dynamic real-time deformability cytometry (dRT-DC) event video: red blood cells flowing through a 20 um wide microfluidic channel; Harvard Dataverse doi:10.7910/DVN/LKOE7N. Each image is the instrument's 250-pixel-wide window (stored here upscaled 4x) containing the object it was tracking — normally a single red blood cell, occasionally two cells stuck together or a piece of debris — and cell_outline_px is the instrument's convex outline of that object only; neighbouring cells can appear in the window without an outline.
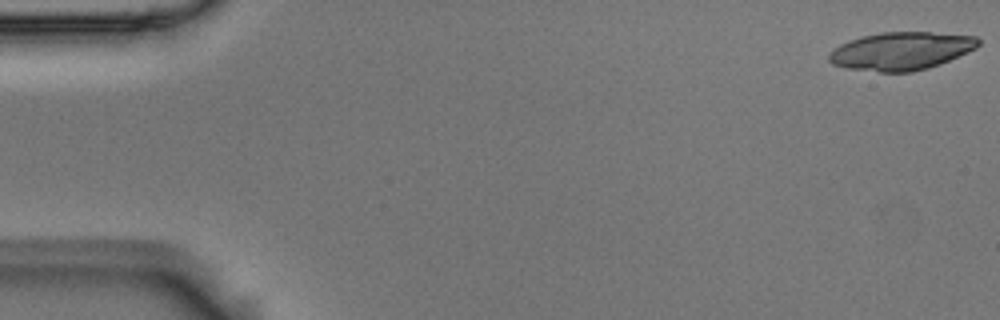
{"species": "Egyptian fruit bat (a non-hibernating species)", "species_latin": "Rousettus aegyptiacus", "temperature_condition": "room temperature", "stored_images_in_passage": 18, "camera_frame_rate_fps": 3000, "um_per_image_px": 0.085, "animal": {"sex": "male"}, "frame": {"image": 1, "passage_image": 1, "time_ms": 0.0, "image_size_px": [1000, 320], "cell_outline_px": [[980, 44], [976, 48], [968, 52], [940, 64], [928, 68], [912, 72], [880, 72], [848, 68], [832, 64], [828, 60], [828, 56], [840, 44], [848, 40], [860, 36], [880, 32], [932, 32], [976, 36], [980, 40]], "centroid_in_image_um": [76.61, 4.33], "position_along_channel_um": 8.4, "area_um2": 33.12}}